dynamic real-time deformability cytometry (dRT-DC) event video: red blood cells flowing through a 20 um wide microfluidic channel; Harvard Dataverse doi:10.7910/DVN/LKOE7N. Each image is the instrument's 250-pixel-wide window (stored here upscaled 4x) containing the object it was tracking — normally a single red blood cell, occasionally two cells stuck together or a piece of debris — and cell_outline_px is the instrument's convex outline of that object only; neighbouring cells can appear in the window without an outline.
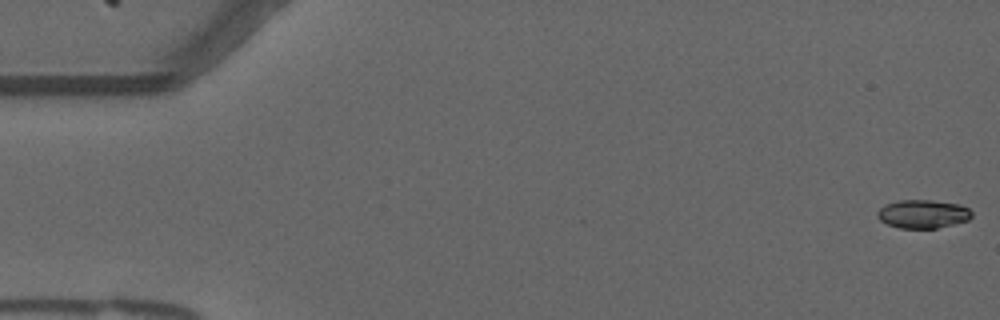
{"species": "common noctule bat (a hibernating species)", "species_latin": "Nyctalus noctula", "temperature_condition": "warm", "stored_images_in_passage": 50, "camera_frame_rate_fps": 3000, "um_per_image_px": 0.085, "animal": {"sex": "male", "forearm_length_mm": 52.5}, "frame": {"image": 1, "passage_image": 1, "time_ms": 0.0, "image_size_px": [1000, 320], "cell_outline_px": [[972, 216], [968, 220], [936, 228], [900, 228], [888, 224], [880, 220], [876, 216], [876, 212], [884, 204], [900, 200], [932, 200], [956, 204], [968, 208], [972, 212]], "centroid_in_image_um": [78.41, 18.18], "position_along_channel_um": 6.6, "area_um2": 15.55}}
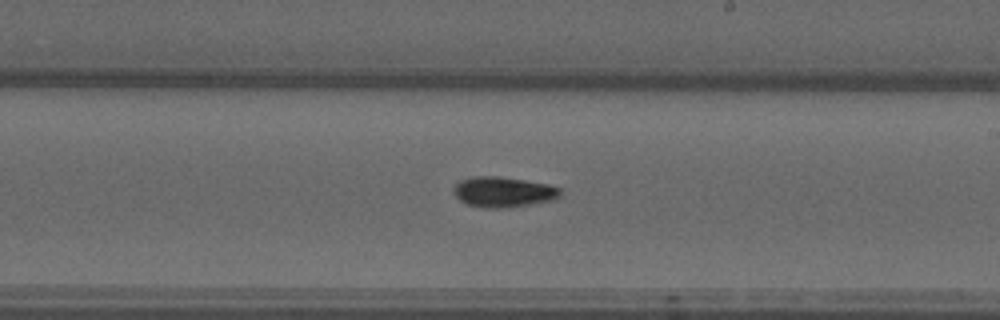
{"frame": {"image": 2, "passage_image": 32, "time_ms": 10.333, "image_size_px": [1000, 320], "cell_outline_px": [[560, 196], [552, 200], [504, 208], [484, 208], [468, 204], [460, 200], [452, 192], [452, 188], [460, 180], [476, 176], [500, 176], [548, 184], [560, 188]], "centroid_in_image_um": [42.74, 16.31], "position_along_channel_um": 246.3, "area_um2": 18.79}}
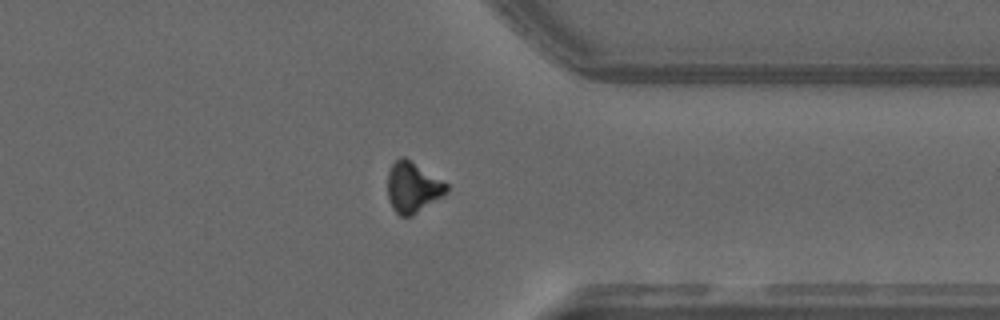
{"frame": {"image": 3, "passage_image": 43, "time_ms": 14.0, "image_size_px": [1000, 320], "cell_outline_px": [[448, 192], [412, 216], [400, 216], [392, 208], [388, 200], [388, 172], [392, 164], [400, 156], [404, 156], [448, 184]], "centroid_in_image_um": [35.07, 15.92], "position_along_channel_um": 376.3, "area_um2": 17.28}, "authors_computed_cell_mechanics": {"area_um2": 17.2822, "velocity_mm_per_s": 3.723, "shape_relaxation_time_tau1_ms": 10.4627, "shape_relaxation_time_tau2_ms": null, "deformation_change_tau1": 0.2459, "deformation_change_tau2": null}}